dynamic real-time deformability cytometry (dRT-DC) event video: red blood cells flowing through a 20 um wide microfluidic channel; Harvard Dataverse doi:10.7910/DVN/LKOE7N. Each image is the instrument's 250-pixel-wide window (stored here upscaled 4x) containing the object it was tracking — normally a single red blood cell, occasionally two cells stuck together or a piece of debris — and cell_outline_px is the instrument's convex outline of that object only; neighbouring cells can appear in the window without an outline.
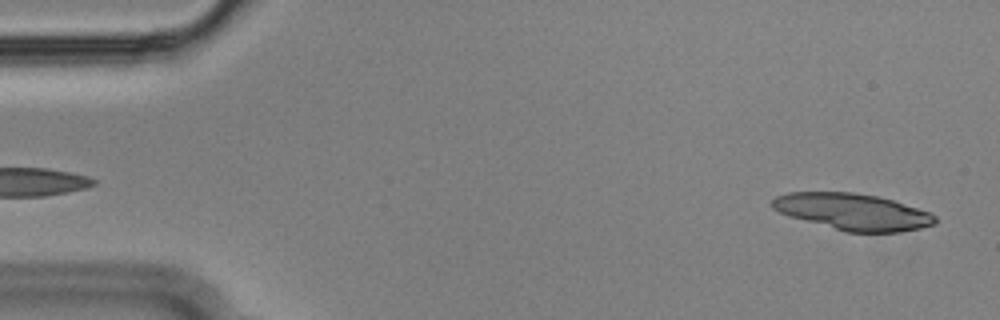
{"species": "Egyptian fruit bat (a non-hibernating species)", "species_latin": "Rousettus aegyptiacus", "temperature_condition": "cold", "stored_images_in_passage": 30, "segment_of_instrument_passage": [1, 2], "camera_frame_rate_fps": 3000, "um_per_image_px": 0.085, "animal": {"sex": "male"}, "frame": {"image": 1, "passage_image": 2, "time_ms": 0.333, "image_size_px": [1000, 320], "cell_outline_px": [[936, 224], [920, 228], [900, 232], [844, 232], [788, 216], [772, 208], [772, 200], [776, 196], [788, 192], [852, 192], [876, 196], [892, 200], [928, 212], [936, 216]], "centroid_in_image_um": [72.45, 18.01], "position_along_channel_um": 12.5, "area_um2": 34.56}}